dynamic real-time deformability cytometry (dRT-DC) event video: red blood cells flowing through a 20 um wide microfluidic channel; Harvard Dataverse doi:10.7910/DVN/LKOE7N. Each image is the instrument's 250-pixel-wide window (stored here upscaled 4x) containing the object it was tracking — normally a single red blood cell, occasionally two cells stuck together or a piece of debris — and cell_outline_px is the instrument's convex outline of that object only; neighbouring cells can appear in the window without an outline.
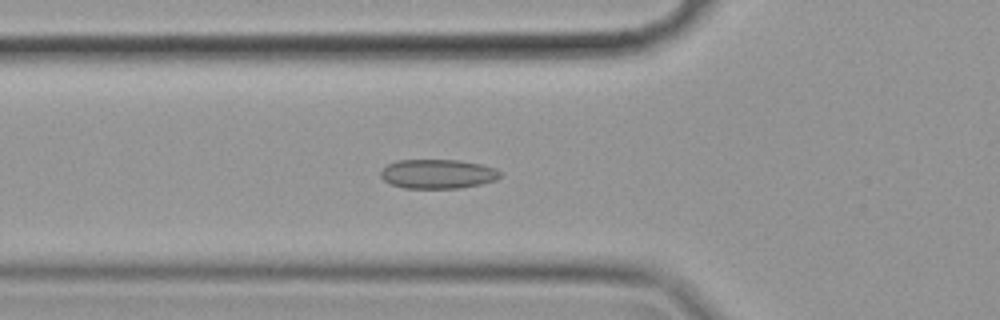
{"species": "common noctule bat (a hibernating species)", "species_latin": "Nyctalus noctula", "temperature_condition": "cold", "stored_images_in_passage": 57, "camera_frame_rate_fps": 3000, "um_per_image_px": 0.085, "animal": {"sex": "female", "body_mass_g": 19.9}, "frame": {"image": 1, "passage_image": 20, "time_ms": 6.333, "image_size_px": [1000, 320], "cell_outline_px": [[500, 176], [496, 180], [480, 184], [460, 188], [404, 188], [392, 184], [384, 180], [380, 176], [380, 172], [388, 164], [400, 160], [456, 160], [480, 164], [496, 168], [500, 172]], "centroid_in_image_um": [37.21, 14.79], "position_along_channel_um": 88.6, "area_um2": 20.23}}
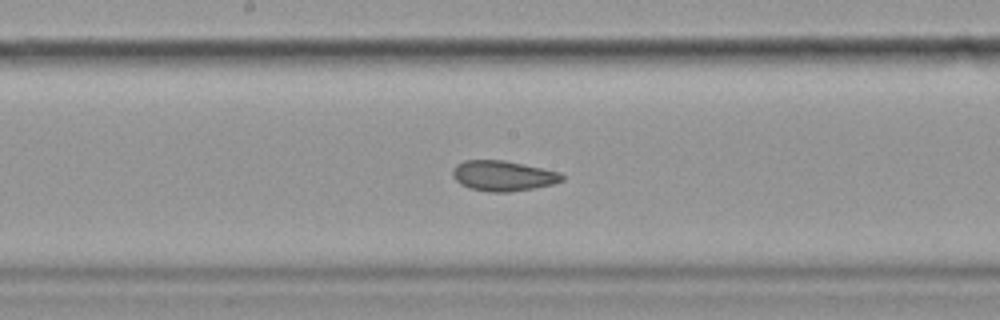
{"frame": {"image": 2, "passage_image": 30, "time_ms": 9.667, "image_size_px": [1000, 320], "cell_outline_px": [[564, 180], [552, 184], [532, 188], [508, 192], [488, 192], [468, 188], [460, 184], [452, 176], [452, 168], [456, 164], [464, 160], [504, 160], [560, 172], [564, 176]], "centroid_in_image_um": [42.71, 14.94], "position_along_channel_um": 205.5, "area_um2": 19.36}}
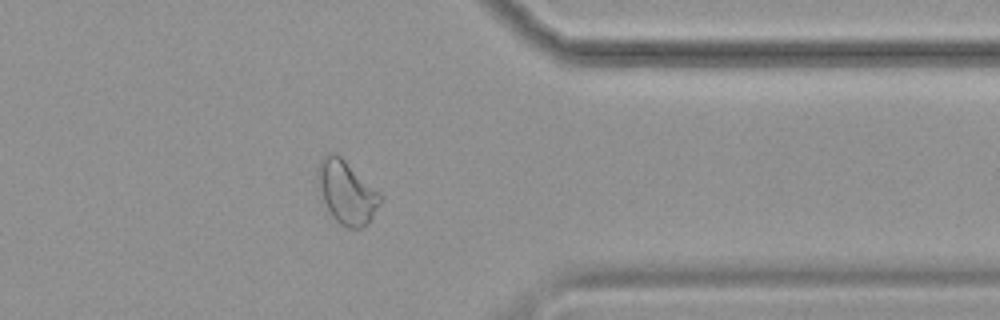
{"frame": {"image": 3, "passage_image": 46, "time_ms": 15.0, "image_size_px": [1000, 320], "cell_outline_px": [[384, 196], [368, 224], [360, 228], [348, 228], [340, 224], [332, 216], [316, 188], [316, 168], [320, 160], [328, 152], [336, 152], [380, 192]], "centroid_in_image_um": [29.43, 16.31], "position_along_channel_um": 382.0, "area_um2": 23.41}, "authors_computed_cell_mechanics": {"area_um2": 21.5594, "velocity_mm_per_s": 3.4971, "shape_relaxation_time_tau1_ms": null, "shape_relaxation_time_tau2_ms": 2.4729, "deformation_change_tau1": null, "deformation_change_tau2": 0.07}}